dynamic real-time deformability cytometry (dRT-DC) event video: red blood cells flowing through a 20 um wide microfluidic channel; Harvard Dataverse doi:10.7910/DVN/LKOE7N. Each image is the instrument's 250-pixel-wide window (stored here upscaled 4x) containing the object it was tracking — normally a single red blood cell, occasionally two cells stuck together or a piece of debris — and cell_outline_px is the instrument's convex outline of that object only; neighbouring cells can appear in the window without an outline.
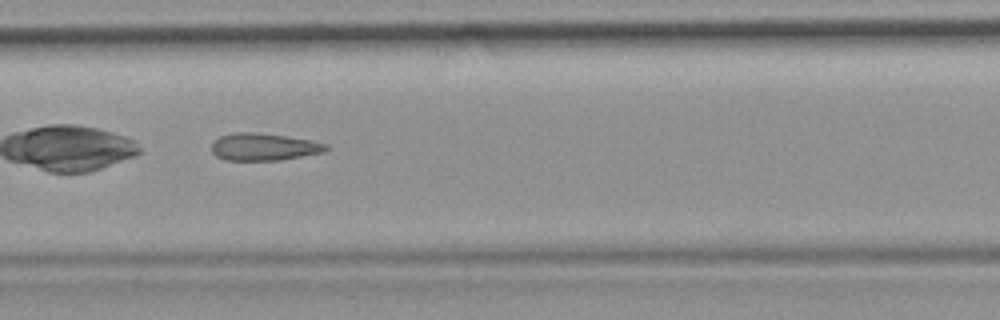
{"species": "common noctule bat (a hibernating species)", "species_latin": "Nyctalus noctula", "temperature_condition": "room temperature", "stored_images_in_passage": 31, "camera_frame_rate_fps": 3000, "um_per_image_px": 0.085, "animal": {"sex": "female", "body_mass_g": 19.9}, "frame": {"image": 1, "passage_image": 10, "time_ms": 3.0, "image_size_px": [1000, 320], "cell_outline_px": [[328, 148], [324, 152], [280, 160], [224, 160], [216, 156], [212, 152], [212, 140], [220, 136], [232, 132], [256, 132], [312, 140], [328, 144]], "centroid_in_image_um": [22.39, 12.48], "position_along_channel_um": 185.0, "area_um2": 18.32}}